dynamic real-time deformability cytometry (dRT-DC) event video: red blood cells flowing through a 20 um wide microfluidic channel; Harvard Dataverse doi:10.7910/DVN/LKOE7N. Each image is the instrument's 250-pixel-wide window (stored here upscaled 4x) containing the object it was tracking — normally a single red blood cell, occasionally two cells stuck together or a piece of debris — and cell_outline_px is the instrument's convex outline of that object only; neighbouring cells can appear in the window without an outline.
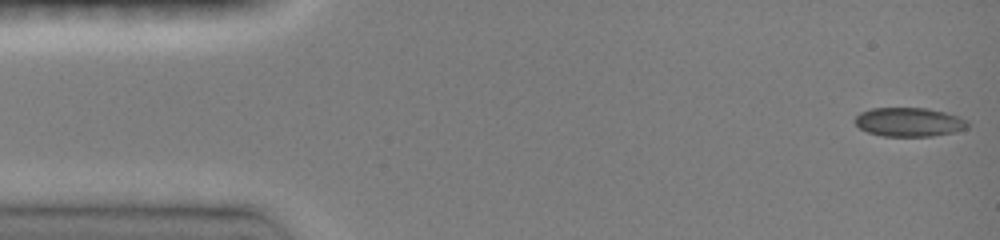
{"species": "common noctule bat (a hibernating species)", "species_latin": "Nyctalus noctula", "temperature_condition": "room temperature", "stored_images_in_passage": 19, "camera_frame_rate_fps": 3000, "um_per_image_px": 0.085, "animal": {"sex": "female", "body_mass_g": 19.0, "forearm_length_mm": 51.5}, "frame": {"image": 1, "passage_image": 1, "time_ms": 0.0, "image_size_px": [1000, 240], "cell_outline_px": [[968, 128], [952, 132], [932, 136], [884, 136], [868, 132], [860, 128], [856, 124], [856, 116], [860, 112], [872, 108], [928, 108], [944, 112], [968, 120]], "centroid_in_image_um": [77.27, 10.37], "position_along_channel_um": 7.7, "area_um2": 18.84}}
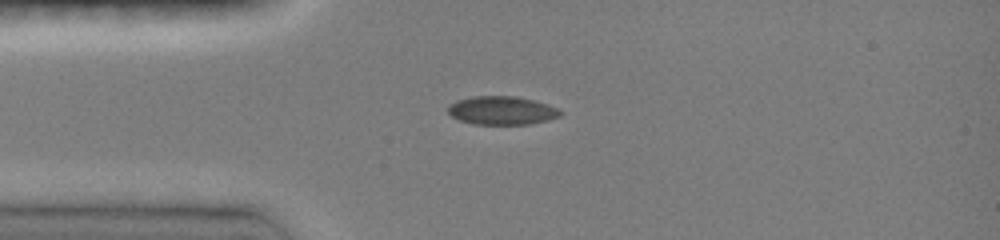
{"frame": {"image": 2, "passage_image": 9, "time_ms": 3.333, "image_size_px": [1000, 240], "cell_outline_px": [[564, 112], [560, 116], [548, 120], [528, 124], [472, 124], [460, 120], [452, 116], [448, 112], [448, 104], [456, 100], [472, 96], [516, 96], [548, 104]], "centroid_in_image_um": [42.64, 9.38], "position_along_channel_um": 42.4, "area_um2": 18.67}}
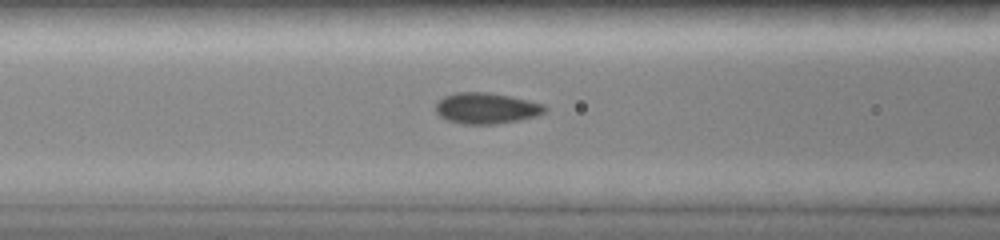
{"frame": {"image": 3, "passage_image": 15, "time_ms": 5.667, "image_size_px": [1000, 240], "cell_outline_px": [[548, 108], [544, 112], [536, 116], [520, 120], [496, 124], [460, 124], [448, 120], [440, 116], [436, 112], [436, 100], [444, 96], [456, 92], [488, 92], [512, 96], [544, 104]], "centroid_in_image_um": [41.33, 9.19], "position_along_channel_um": 125.3, "area_um2": 19.94}}